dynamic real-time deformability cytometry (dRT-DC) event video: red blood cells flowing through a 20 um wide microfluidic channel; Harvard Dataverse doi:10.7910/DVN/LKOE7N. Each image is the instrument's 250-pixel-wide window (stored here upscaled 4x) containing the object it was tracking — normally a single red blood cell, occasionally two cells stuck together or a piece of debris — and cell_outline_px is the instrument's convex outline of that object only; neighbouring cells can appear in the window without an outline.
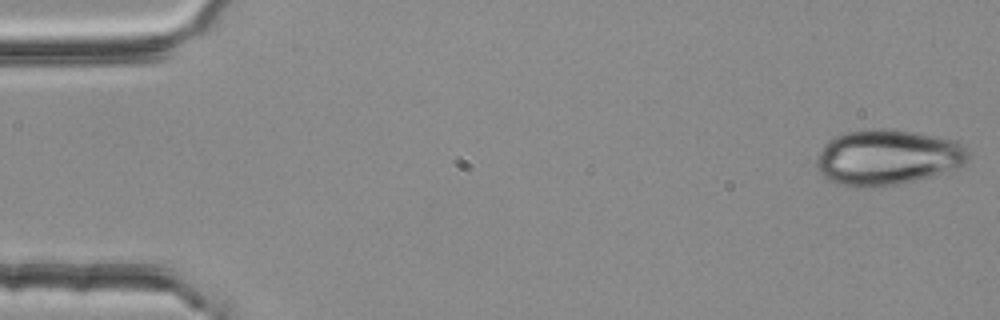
{"species": "common noctule bat (a hibernating species)", "species_latin": "Nyctalus noctula", "temperature_condition": "room temperature", "stored_images_in_passage": 5, "camera_frame_rate_fps": 3000, "um_per_image_px": 0.085, "animal": {"sex": "female", "body_mass_g": 25.1}, "frame": {"image": 1, "passage_image": 1, "time_ms": 0.0, "image_size_px": [1000, 320], "cell_outline_px": [[968, 160], [964, 164], [956, 168], [932, 176], [916, 180], [876, 188], [848, 188], [828, 180], [816, 168], [816, 160], [824, 144], [828, 140], [844, 132], [872, 128], [876, 128], [916, 132], [956, 140], [968, 152]], "centroid_in_image_um": [75.39, 13.39], "position_along_channel_um": 9.6, "area_um2": 49.42}}